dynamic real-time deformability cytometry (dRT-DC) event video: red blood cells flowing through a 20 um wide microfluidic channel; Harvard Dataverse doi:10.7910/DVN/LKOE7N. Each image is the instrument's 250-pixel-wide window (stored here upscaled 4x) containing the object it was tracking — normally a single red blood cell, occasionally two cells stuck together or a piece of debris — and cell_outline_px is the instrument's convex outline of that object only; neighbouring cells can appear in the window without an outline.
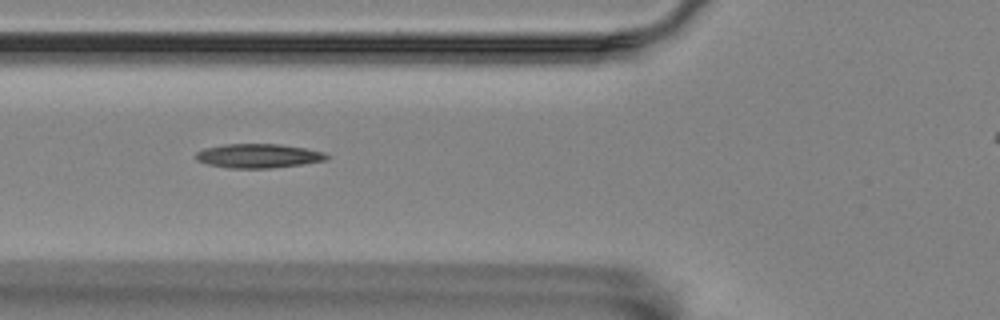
{"species": "Egyptian fruit bat (a non-hibernating species)", "species_latin": "Rousettus aegyptiacus", "temperature_condition": "room temperature", "stored_images_in_passage": 2, "camera_frame_rate_fps": 3000, "um_per_image_px": 0.085, "animal": {"sex": "female"}, "frame": {"image": 1, "passage_image": 2, "time_ms": 0.333, "image_size_px": [1000, 320], "cell_outline_px": [[332, 156], [328, 160], [304, 164], [268, 168], [228, 168], [208, 164], [196, 160], [196, 152], [204, 148], [224, 144], [280, 144], [304, 148], [324, 152]], "centroid_in_image_um": [21.99, 13.25], "position_along_channel_um": 103.8, "area_um2": 18.5}}